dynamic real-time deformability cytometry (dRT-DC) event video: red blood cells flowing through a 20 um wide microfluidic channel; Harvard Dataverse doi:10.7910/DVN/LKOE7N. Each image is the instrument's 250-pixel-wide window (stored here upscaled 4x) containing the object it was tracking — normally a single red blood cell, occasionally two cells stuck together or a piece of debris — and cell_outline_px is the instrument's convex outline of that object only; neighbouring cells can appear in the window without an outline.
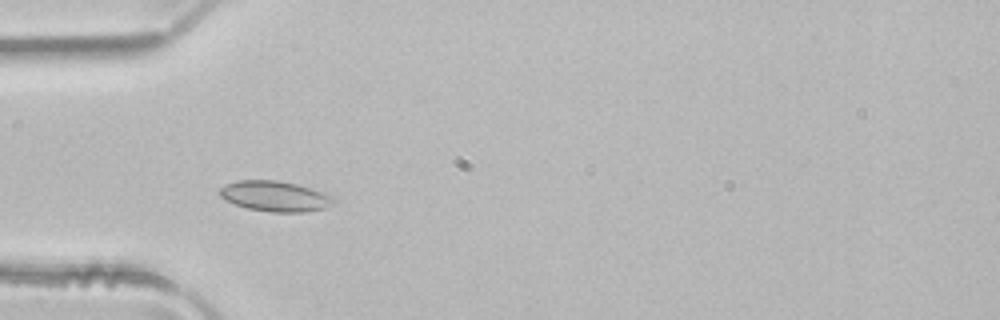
{"species": "common noctule bat (a hibernating species)", "species_latin": "Nyctalus noctula", "temperature_condition": "room temperature", "stored_images_in_passage": 4, "camera_frame_rate_fps": 3000, "um_per_image_px": 0.085, "animal": {"sex": "male", "body_mass_g": 21.5, "forearm_length_mm": 52.0}, "frame": {"image": 1, "passage_image": 3, "time_ms": 0.667, "image_size_px": [1000, 320], "cell_outline_px": [[332, 204], [324, 208], [304, 212], [272, 212], [248, 208], [224, 200], [216, 192], [224, 184], [236, 180], [276, 180], [296, 184], [332, 196]], "centroid_in_image_um": [23.27, 16.67], "position_along_channel_um": 61.7, "area_um2": 20.0}}
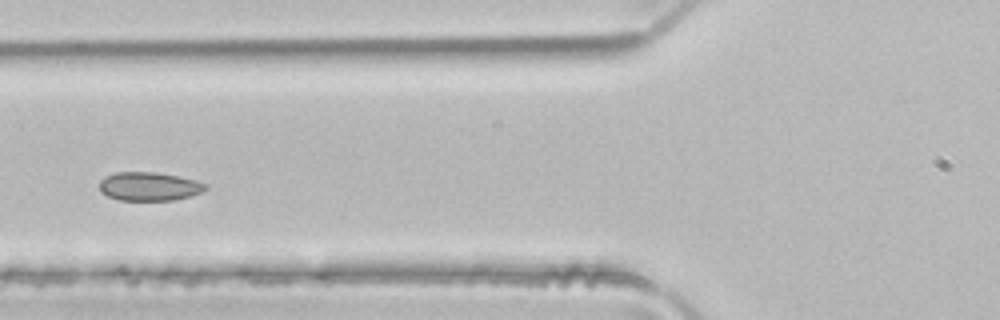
{"frame": {"image": 2, "passage_image": 4, "time_ms": 1.0, "image_size_px": [1000, 320], "cell_outline_px": [[208, 188], [200, 192], [188, 196], [172, 200], [120, 200], [108, 196], [100, 192], [100, 180], [104, 176], [116, 172], [156, 172], [196, 180], [208, 184]], "centroid_in_image_um": [12.66, 15.84], "position_along_channel_um": 113.1, "area_um2": 17.63}}